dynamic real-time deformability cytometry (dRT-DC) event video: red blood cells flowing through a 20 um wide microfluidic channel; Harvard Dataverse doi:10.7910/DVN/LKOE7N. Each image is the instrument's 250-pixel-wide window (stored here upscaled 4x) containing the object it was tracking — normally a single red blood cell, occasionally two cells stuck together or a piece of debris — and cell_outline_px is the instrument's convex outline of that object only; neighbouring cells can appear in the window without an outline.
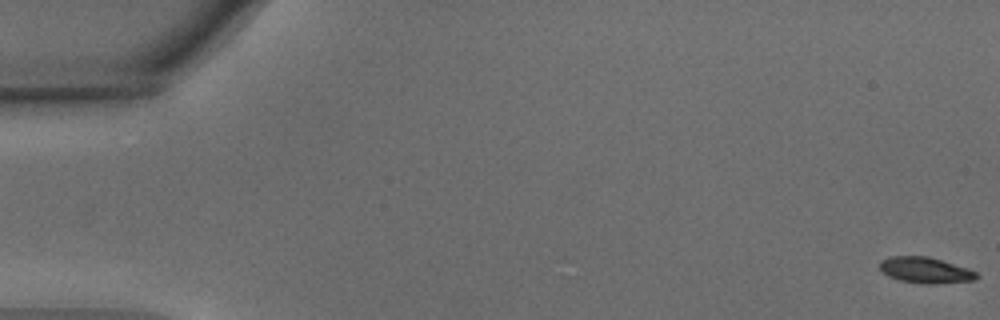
{"species": "common noctule bat (a hibernating species)", "species_latin": "Nyctalus noctula", "temperature_condition": "warm", "stored_images_in_passage": 55, "camera_frame_rate_fps": 3000, "um_per_image_px": 0.085, "animal": {"sex": "male", "body_mass_g": 15.6}, "frame": {"image": 1, "passage_image": 1, "time_ms": 0.0, "image_size_px": [1000, 320], "cell_outline_px": [[980, 276], [976, 280], [928, 284], [900, 280], [888, 276], [880, 272], [880, 260], [888, 256], [928, 256], [968, 268], [976, 272]], "centroid_in_image_um": [78.64, 22.95], "position_along_channel_um": 6.4, "area_um2": 14.68}}
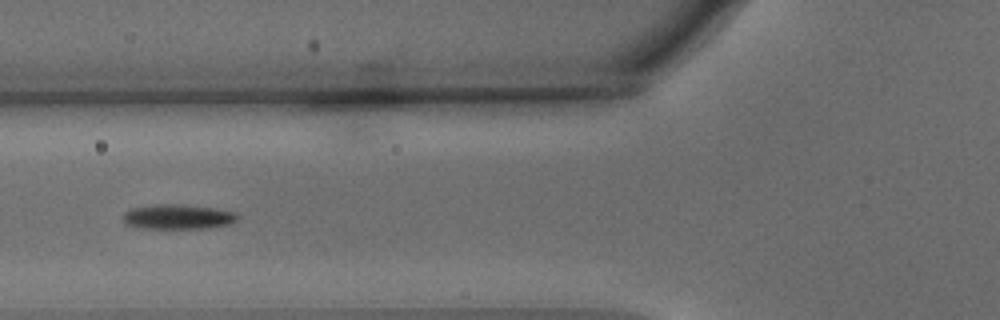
{"frame": {"image": 2, "passage_image": 22, "time_ms": 7.0, "image_size_px": [1000, 320], "cell_outline_px": [[240, 216], [236, 220], [228, 224], [208, 228], [144, 228], [124, 224], [124, 212], [132, 208], [156, 204], [180, 204], [216, 208], [236, 212]], "centroid_in_image_um": [15.14, 18.42], "position_along_channel_um": 110.7, "area_um2": 16.53}}
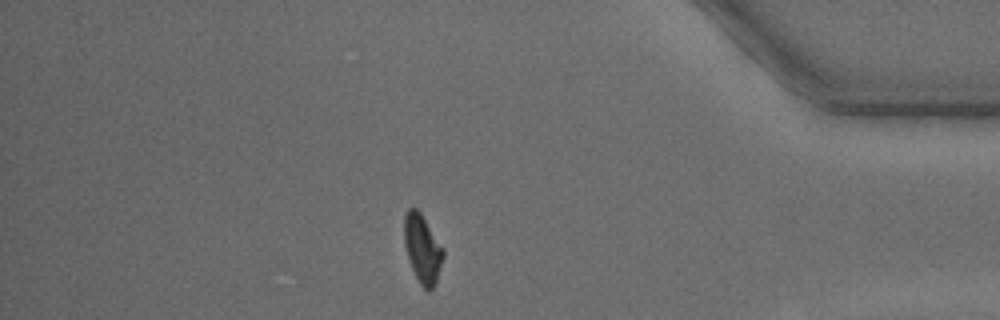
{"frame": {"image": 3, "passage_image": 48, "time_ms": 15.667, "image_size_px": [1000, 320], "cell_outline_px": [[444, 256], [436, 280], [432, 288], [428, 292], [420, 284], [412, 268], [404, 244], [404, 216], [408, 208], [416, 208], [420, 212], [444, 248]], "centroid_in_image_um": [35.91, 21.12], "position_along_channel_um": 399.3, "area_um2": 15.37}, "authors_computed_cell_mechanics": {"area_um2": 15.6638, "velocity_mm_per_s": 3.7208, "shape_relaxation_time_tau1_ms": 3.6985, "shape_relaxation_time_tau2_ms": null, "deformation_change_tau1": 0.138, "deformation_change_tau2": null}}